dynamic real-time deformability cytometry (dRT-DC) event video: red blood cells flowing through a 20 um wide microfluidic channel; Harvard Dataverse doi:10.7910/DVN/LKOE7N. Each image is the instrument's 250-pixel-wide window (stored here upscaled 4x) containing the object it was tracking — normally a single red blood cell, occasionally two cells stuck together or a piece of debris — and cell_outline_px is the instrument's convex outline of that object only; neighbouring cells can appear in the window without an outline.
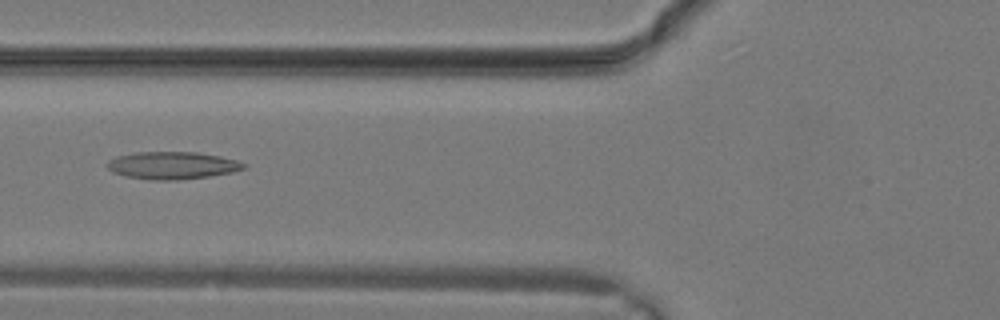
{"species": "common noctule bat (a hibernating species)", "species_latin": "Nyctalus noctula", "temperature_condition": "warm", "stored_images_in_passage": 11, "camera_frame_rate_fps": 3000, "um_per_image_px": 0.085, "animal": {"sex": "male", "body_mass_g": 19.2, "forearm_length_mm": 51.8}, "frame": {"image": 1, "passage_image": 8, "time_ms": 2.333, "image_size_px": [1000, 320], "cell_outline_px": [[248, 168], [232, 172], [208, 176], [176, 180], [152, 180], [128, 176], [112, 172], [108, 168], [108, 160], [116, 156], [136, 152], [196, 152], [220, 156], [236, 160], [248, 164]], "centroid_in_image_um": [14.68, 14.05], "position_along_channel_um": 111.1, "area_um2": 21.79}}
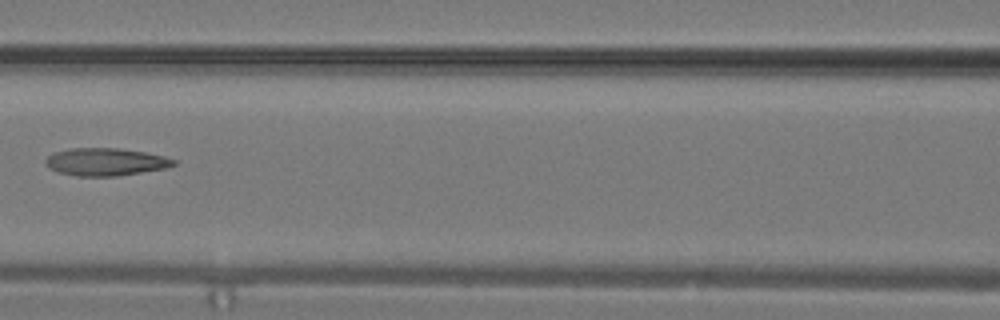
{"frame": {"image": 2, "passage_image": 10, "time_ms": 3.0, "image_size_px": [1000, 320], "cell_outline_px": [[176, 164], [164, 168], [116, 176], [76, 176], [60, 172], [48, 168], [44, 164], [44, 160], [48, 156], [56, 152], [72, 148], [120, 148], [144, 152], [164, 156], [176, 160]], "centroid_in_image_um": [8.95, 13.75], "position_along_channel_um": 157.7, "area_um2": 20.46}}